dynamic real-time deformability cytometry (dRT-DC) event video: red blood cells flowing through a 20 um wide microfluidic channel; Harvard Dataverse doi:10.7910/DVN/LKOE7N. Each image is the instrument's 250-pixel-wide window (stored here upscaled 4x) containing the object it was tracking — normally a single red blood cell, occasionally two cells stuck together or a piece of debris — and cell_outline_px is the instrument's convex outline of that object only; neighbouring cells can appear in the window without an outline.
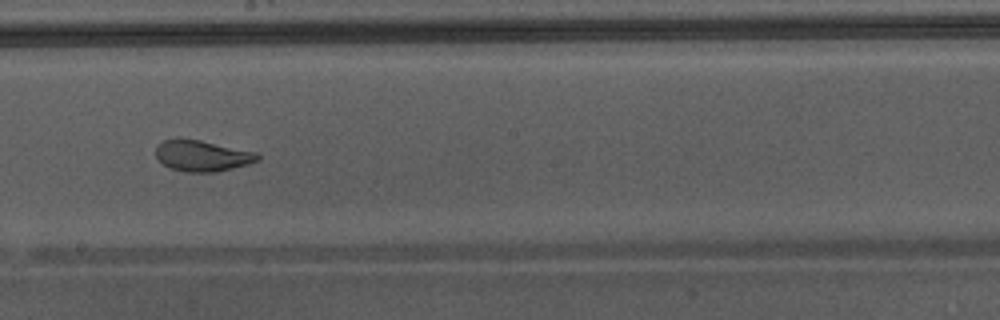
{"species": "Egyptian fruit bat (a non-hibernating species)", "species_latin": "Rousettus aegyptiacus", "temperature_condition": "warm", "stored_images_in_passage": 25, "camera_frame_rate_fps": 3000, "um_per_image_px": 0.085, "animal": {"sex": "male"}, "frame": {"image": 1, "passage_image": 14, "time_ms": 4.333, "image_size_px": [1000, 320], "cell_outline_px": [[260, 160], [248, 164], [216, 172], [188, 172], [172, 168], [164, 164], [156, 156], [156, 144], [164, 140], [180, 136], [200, 140], [256, 152], [260, 156]], "centroid_in_image_um": [17.17, 13.21], "position_along_channel_um": 231.0, "area_um2": 18.55}}
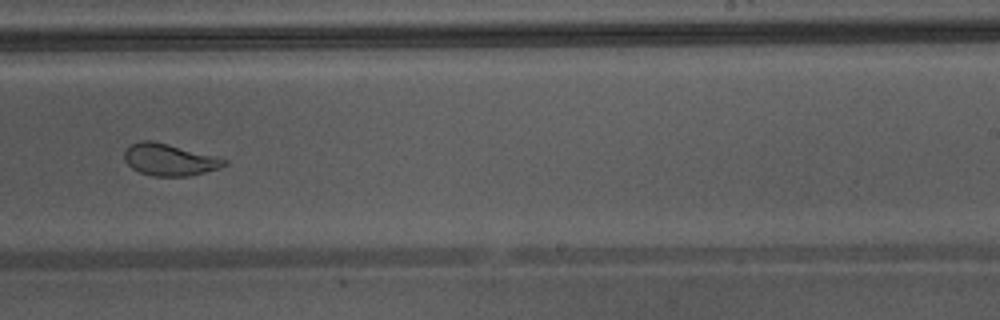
{"frame": {"image": 2, "passage_image": 17, "time_ms": 5.333, "image_size_px": [1000, 320], "cell_outline_px": [[228, 164], [220, 168], [188, 176], [152, 176], [140, 172], [132, 168], [124, 160], [124, 152], [132, 144], [140, 140], [152, 140], [220, 156], [228, 160]], "centroid_in_image_um": [14.45, 13.56], "position_along_channel_um": 274.5, "area_um2": 18.79}, "authors_computed_cell_mechanics": {"area_um2": 18.785, "velocity_mm_per_s": 4.3578, "shape_relaxation_time_tau1_ms": 9.2229, "shape_relaxation_time_tau2_ms": 0.819, "deformation_change_tau1": 0.2425, "deformation_change_tau2": 0.0714}}